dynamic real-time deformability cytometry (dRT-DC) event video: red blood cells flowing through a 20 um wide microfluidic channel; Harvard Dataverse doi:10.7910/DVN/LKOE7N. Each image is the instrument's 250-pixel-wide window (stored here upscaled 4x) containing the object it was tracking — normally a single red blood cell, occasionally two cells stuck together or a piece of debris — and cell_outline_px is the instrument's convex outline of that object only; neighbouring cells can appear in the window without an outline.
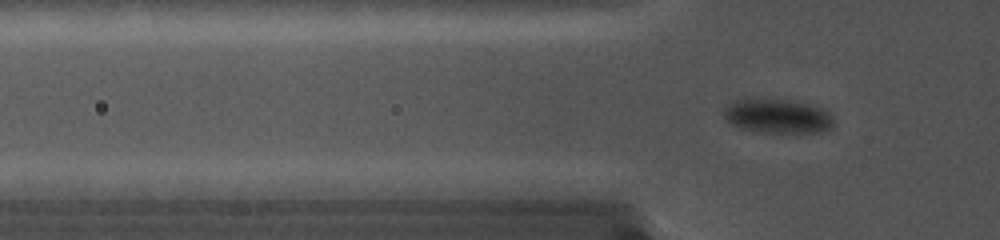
{"species": "common noctule bat (a hibernating species)", "species_latin": "Nyctalus noctula", "temperature_condition": "cold", "stored_images_in_passage": 92, "camera_frame_rate_fps": 5000, "um_per_image_px": 0.085, "animal": {"sex": "female", "body_mass_g": 19.0, "forearm_length_mm": 56.7}, "frame": {"image": 1, "passage_image": 32, "time_ms": 6.2, "image_size_px": [1000, 240], "cell_outline_px": [[832, 128], [824, 132], [764, 132], [740, 128], [732, 124], [724, 116], [724, 108], [728, 104], [736, 100], [780, 100], [808, 104], [824, 108], [832, 112]], "centroid_in_image_um": [66.15, 9.89], "position_along_channel_um": 59.7, "area_um2": 21.5}}
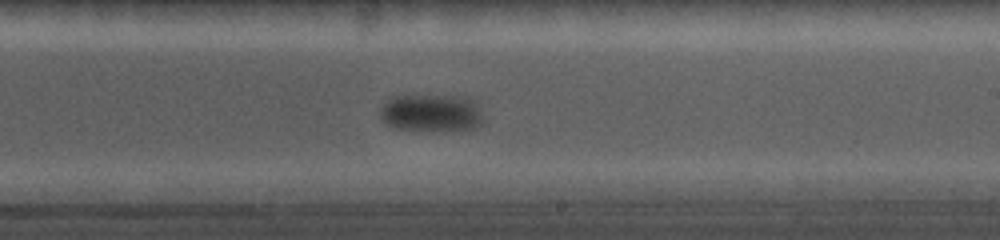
{"frame": {"image": 2, "passage_image": 60, "time_ms": 11.8, "image_size_px": [1000, 240], "cell_outline_px": [[484, 120], [472, 128], [444, 132], [392, 128], [384, 124], [380, 116], [380, 108], [392, 96], [404, 92], [412, 92], [472, 96], [476, 100]], "centroid_in_image_um": [36.64, 9.53], "position_along_channel_um": 252.4, "area_um2": 24.39}}
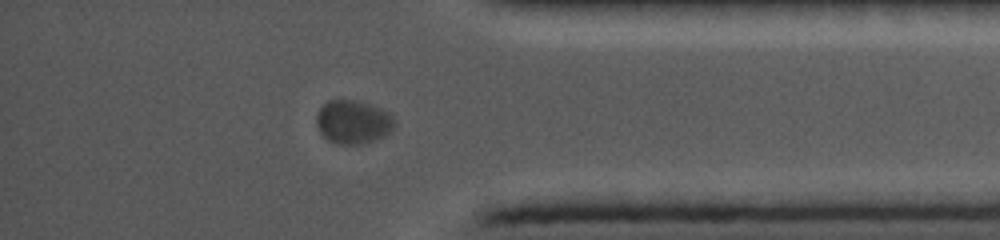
{"frame": {"image": 3, "passage_image": 82, "time_ms": 16.2, "image_size_px": [1000, 240], "cell_outline_px": [[396, 124], [384, 136], [360, 144], [336, 144], [328, 140], [320, 132], [316, 124], [316, 116], [320, 108], [328, 100], [356, 100], [380, 108], [388, 112], [396, 120]], "centroid_in_image_um": [30.0, 10.36], "position_along_channel_um": 405.2, "area_um2": 19.71}}